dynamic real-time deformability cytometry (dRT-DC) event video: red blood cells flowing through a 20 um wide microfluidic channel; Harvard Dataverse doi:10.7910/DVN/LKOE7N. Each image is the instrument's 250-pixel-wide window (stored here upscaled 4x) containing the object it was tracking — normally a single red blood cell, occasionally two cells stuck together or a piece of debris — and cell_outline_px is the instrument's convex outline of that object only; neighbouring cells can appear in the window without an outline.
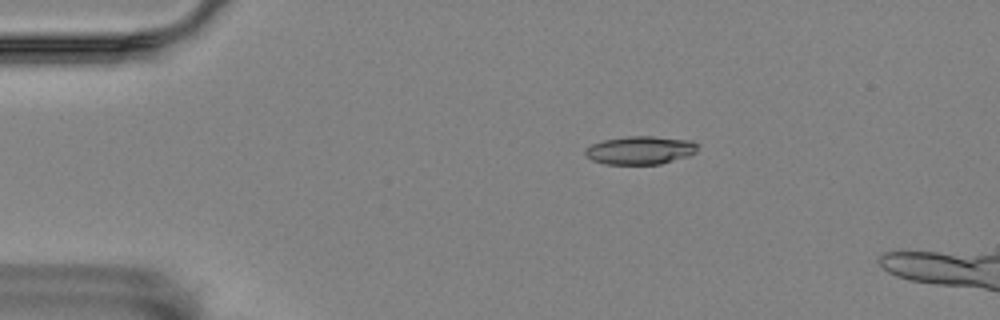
{"species": "Egyptian fruit bat (a non-hibernating species)", "species_latin": "Rousettus aegyptiacus", "temperature_condition": "room temperature", "stored_images_in_passage": 55, "camera_frame_rate_fps": 3000, "um_per_image_px": 0.085, "animal": {"sex": "female"}, "frame": {"image": 1, "passage_image": 11, "time_ms": 3.333, "image_size_px": [1000, 320], "cell_outline_px": [[700, 144], [696, 152], [688, 156], [660, 164], [604, 164], [592, 160], [584, 152], [592, 144], [604, 140], [628, 136], [652, 136], [692, 140]], "centroid_in_image_um": [54.48, 12.76], "position_along_channel_um": 30.5, "area_um2": 18.5}}
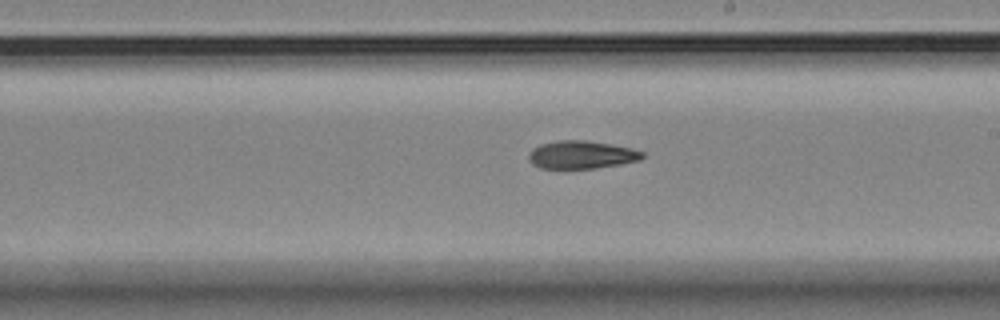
{"frame": {"image": 2, "passage_image": 33, "time_ms": 10.667, "image_size_px": [1000, 320], "cell_outline_px": [[644, 156], [640, 160], [620, 164], [592, 168], [540, 168], [532, 164], [528, 160], [528, 152], [532, 148], [540, 144], [556, 140], [588, 140], [612, 144], [632, 148], [644, 152]], "centroid_in_image_um": [49.4, 13.14], "position_along_channel_um": 239.6, "area_um2": 18.67}}
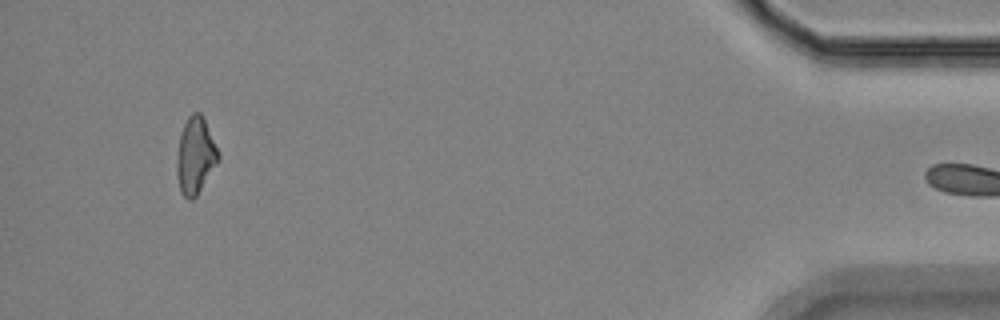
{"frame": {"image": 3, "passage_image": 54, "time_ms": 17.667, "image_size_px": [1000, 320], "cell_outline_px": [[220, 160], [196, 196], [192, 200], [188, 200], [180, 192], [176, 176], [176, 160], [180, 136], [184, 124], [188, 116], [192, 112], [200, 112], [220, 152]], "centroid_in_image_um": [16.61, 13.26], "position_along_channel_um": 418.6, "area_um2": 18.67}}